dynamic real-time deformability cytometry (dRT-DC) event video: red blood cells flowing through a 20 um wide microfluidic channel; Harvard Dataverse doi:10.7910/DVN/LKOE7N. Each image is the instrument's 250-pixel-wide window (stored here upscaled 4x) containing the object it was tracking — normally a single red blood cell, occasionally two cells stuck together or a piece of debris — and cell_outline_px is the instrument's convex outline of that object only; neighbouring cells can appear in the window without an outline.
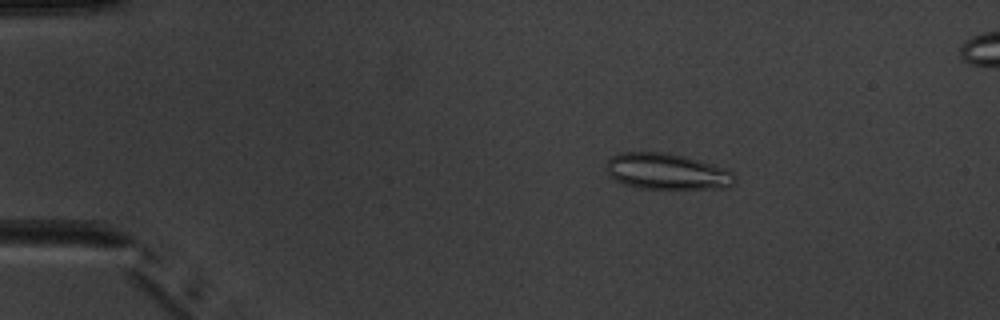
{"species": "common noctule bat (a hibernating species)", "species_latin": "Nyctalus noctula", "temperature_condition": "warm", "stored_images_in_passage": 5, "camera_frame_rate_fps": 3000, "um_per_image_px": 0.085, "animal": {"sex": "male", "body_mass_g": 20.1, "forearm_length_mm": 53.5}, "frame": {"image": 1, "passage_image": 3, "time_ms": 2.333, "image_size_px": [1000, 320], "cell_outline_px": [[736, 180], [732, 184], [724, 188], [636, 188], [624, 184], [608, 176], [608, 160], [612, 156], [620, 152], [668, 152], [684, 156], [712, 164], [724, 168], [732, 172], [736, 176]], "centroid_in_image_um": [56.67, 14.57], "position_along_channel_um": 28.3, "area_um2": 26.88}}